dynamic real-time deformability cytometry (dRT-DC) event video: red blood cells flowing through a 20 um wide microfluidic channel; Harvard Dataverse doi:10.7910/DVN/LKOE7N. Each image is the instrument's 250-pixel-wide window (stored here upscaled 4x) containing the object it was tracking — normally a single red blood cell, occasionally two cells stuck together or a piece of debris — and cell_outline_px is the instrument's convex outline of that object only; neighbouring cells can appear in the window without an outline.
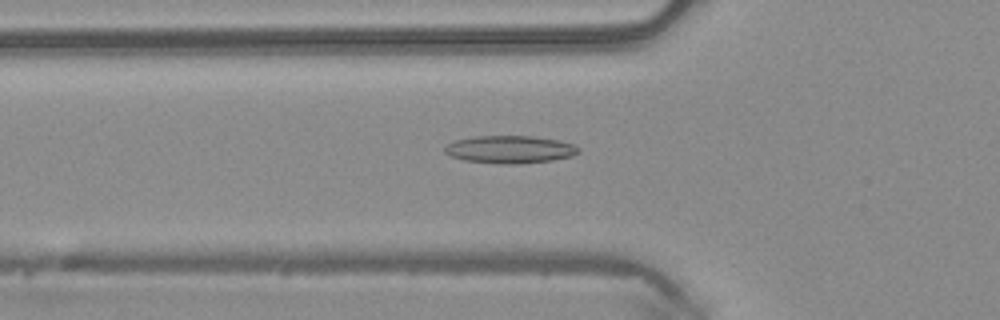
{"species": "common noctule bat (a hibernating species)", "species_latin": "Nyctalus noctula", "temperature_condition": "warm", "stored_images_in_passage": 35, "camera_frame_rate_fps": 3000, "um_per_image_px": 0.085, "animal": {"sex": "male", "body_mass_g": 20.4}, "frame": {"image": 1, "passage_image": 3, "time_ms": 0.667, "image_size_px": [1000, 320], "cell_outline_px": [[580, 152], [572, 156], [552, 160], [520, 164], [496, 164], [464, 160], [448, 156], [444, 152], [444, 148], [448, 144], [456, 140], [476, 136], [532, 136], [556, 140], [572, 144], [580, 148]], "centroid_in_image_um": [43.32, 12.71], "position_along_channel_um": 82.5, "area_um2": 21.62}}
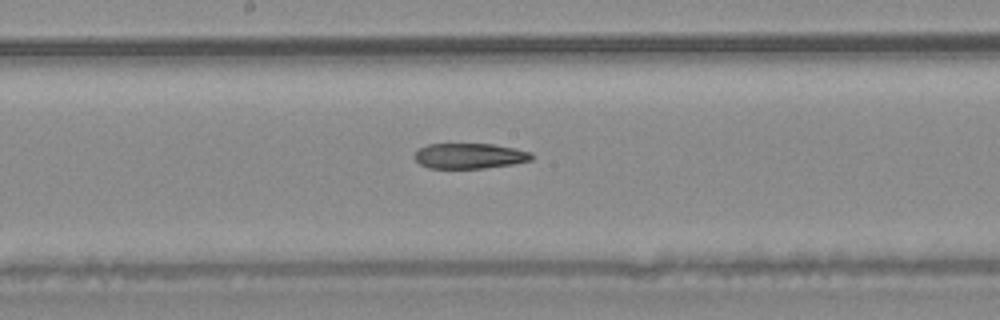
{"frame": {"image": 2, "passage_image": 12, "time_ms": 3.667, "image_size_px": [1000, 320], "cell_outline_px": [[532, 160], [512, 164], [484, 168], [428, 168], [420, 164], [412, 156], [420, 148], [428, 144], [492, 144], [516, 148], [532, 152]], "centroid_in_image_um": [39.91, 13.25], "position_along_channel_um": 208.3, "area_um2": 17.34}}
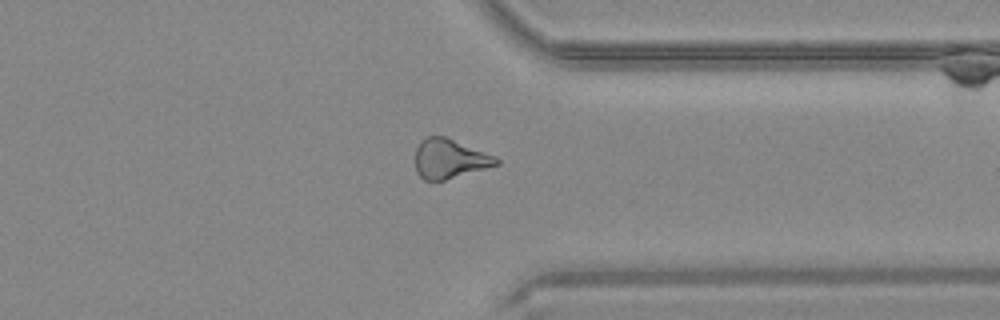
{"frame": {"image": 3, "passage_image": 24, "time_ms": 7.667, "image_size_px": [1000, 320], "cell_outline_px": [[500, 164], [444, 180], [424, 180], [416, 172], [416, 148], [420, 140], [428, 136], [444, 136], [496, 156], [500, 160]], "centroid_in_image_um": [38.21, 13.49], "position_along_channel_um": 373.2, "area_um2": 18.5}}